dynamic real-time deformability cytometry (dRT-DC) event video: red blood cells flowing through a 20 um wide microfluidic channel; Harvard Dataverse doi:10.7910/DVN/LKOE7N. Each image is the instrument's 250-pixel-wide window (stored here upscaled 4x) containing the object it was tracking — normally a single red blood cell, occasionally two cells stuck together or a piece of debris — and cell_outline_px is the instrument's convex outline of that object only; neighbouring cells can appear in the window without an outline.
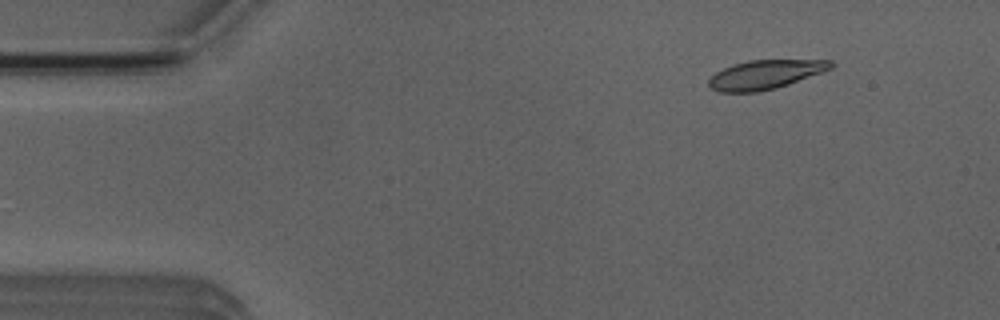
{"species": "Egyptian fruit bat (a non-hibernating species)", "species_latin": "Rousettus aegyptiacus", "temperature_condition": "room temperature", "stored_images_in_passage": 5, "camera_frame_rate_fps": 3000, "um_per_image_px": 0.085, "animal": {"sex": "male"}, "frame": {"image": 1, "passage_image": 2, "time_ms": 1.333, "image_size_px": [1000, 320], "cell_outline_px": [[836, 64], [832, 68], [788, 84], [776, 88], [756, 92], [720, 92], [712, 88], [708, 84], [708, 80], [716, 72], [732, 64], [748, 60], [832, 60]], "centroid_in_image_um": [65.04, 6.33], "position_along_channel_um": 20.0, "area_um2": 20.52}}
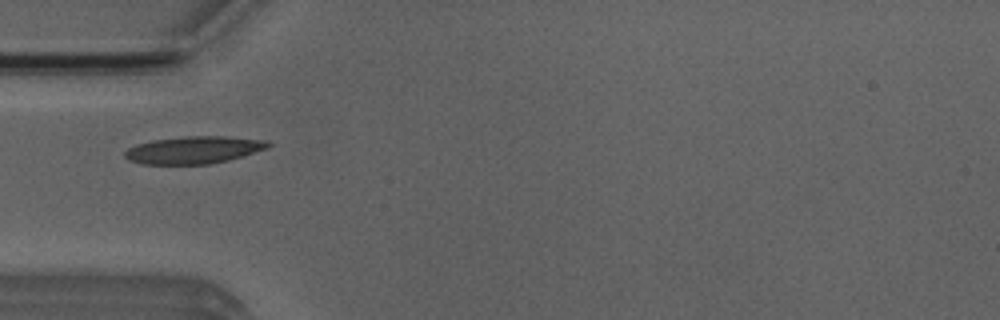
{"frame": {"image": 2, "passage_image": 5, "time_ms": 4.667, "image_size_px": [1000, 320], "cell_outline_px": [[272, 144], [268, 148], [228, 160], [208, 164], [140, 164], [128, 160], [124, 156], [124, 152], [128, 148], [136, 144], [152, 140], [184, 136], [224, 136], [268, 140]], "centroid_in_image_um": [16.45, 12.74], "position_along_channel_um": 68.5, "area_um2": 22.95}}